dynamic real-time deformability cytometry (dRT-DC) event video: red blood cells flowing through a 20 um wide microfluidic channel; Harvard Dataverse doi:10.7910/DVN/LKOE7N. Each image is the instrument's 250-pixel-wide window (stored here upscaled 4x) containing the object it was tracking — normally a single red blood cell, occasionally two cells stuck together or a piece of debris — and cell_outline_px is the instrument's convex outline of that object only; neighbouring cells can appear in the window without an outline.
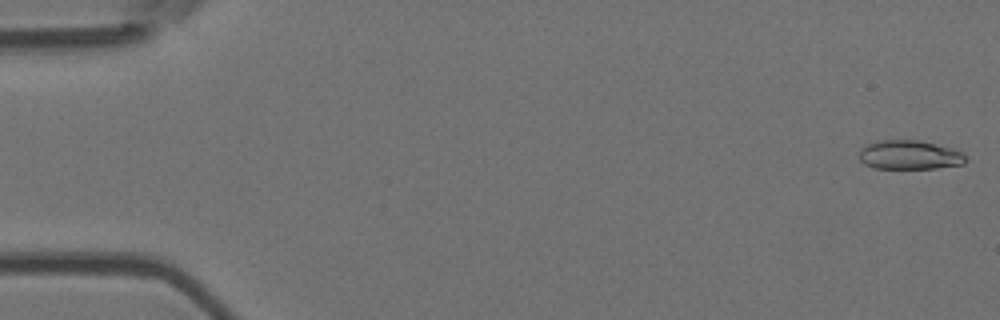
{"species": "Egyptian fruit bat (a non-hibernating species)", "species_latin": "Rousettus aegyptiacus", "temperature_condition": "room temperature", "stored_images_in_passage": 54, "camera_frame_rate_fps": 3000, "um_per_image_px": 0.085, "animal": {"sex": "female"}, "frame": {"image": 1, "passage_image": 1, "time_ms": 0.0, "image_size_px": [1000, 320], "cell_outline_px": [[968, 160], [964, 164], [936, 168], [876, 168], [864, 164], [860, 160], [860, 148], [868, 144], [880, 140], [920, 140], [956, 148], [964, 152]], "centroid_in_image_um": [77.38, 13.16], "position_along_channel_um": 7.6, "area_um2": 18.32}}
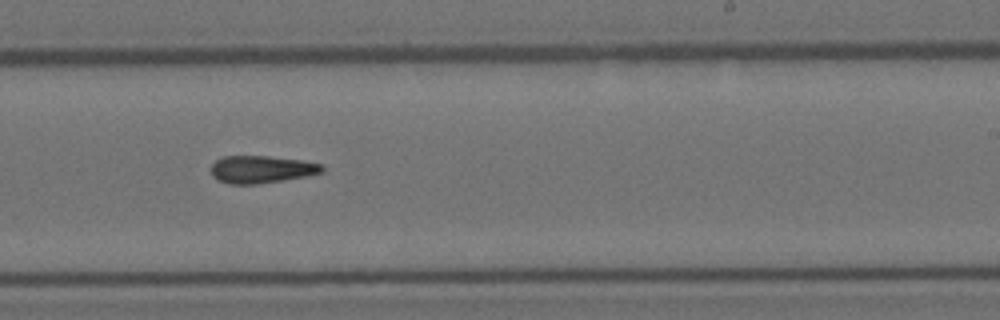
{"frame": {"image": 2, "passage_image": 33, "time_ms": 10.667, "image_size_px": [1000, 320], "cell_outline_px": [[324, 172], [308, 176], [284, 180], [256, 184], [228, 184], [212, 176], [212, 164], [216, 160], [224, 156], [268, 156], [304, 160], [324, 164]], "centroid_in_image_um": [22.29, 14.39], "position_along_channel_um": 266.7, "area_um2": 17.92}}
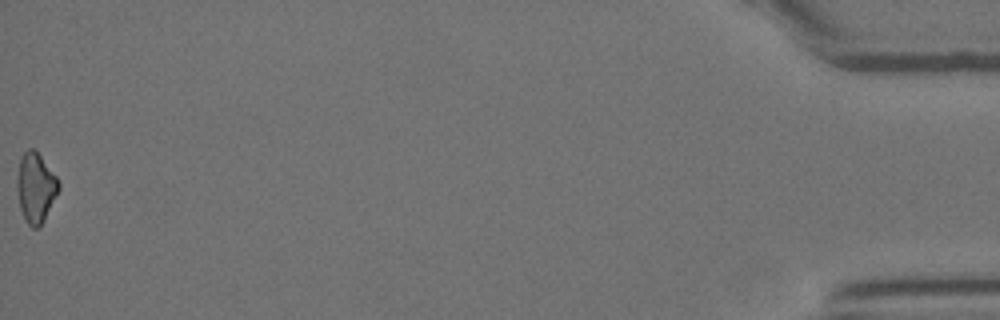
{"frame": {"image": 3, "passage_image": 54, "time_ms": 17.667, "image_size_px": [1000, 320], "cell_outline_px": [[60, 188], [44, 220], [36, 228], [32, 228], [24, 220], [20, 208], [16, 188], [16, 180], [20, 156], [28, 148], [36, 148], [60, 180]], "centroid_in_image_um": [3.03, 15.89], "position_along_channel_um": 432.2, "area_um2": 17.34}}